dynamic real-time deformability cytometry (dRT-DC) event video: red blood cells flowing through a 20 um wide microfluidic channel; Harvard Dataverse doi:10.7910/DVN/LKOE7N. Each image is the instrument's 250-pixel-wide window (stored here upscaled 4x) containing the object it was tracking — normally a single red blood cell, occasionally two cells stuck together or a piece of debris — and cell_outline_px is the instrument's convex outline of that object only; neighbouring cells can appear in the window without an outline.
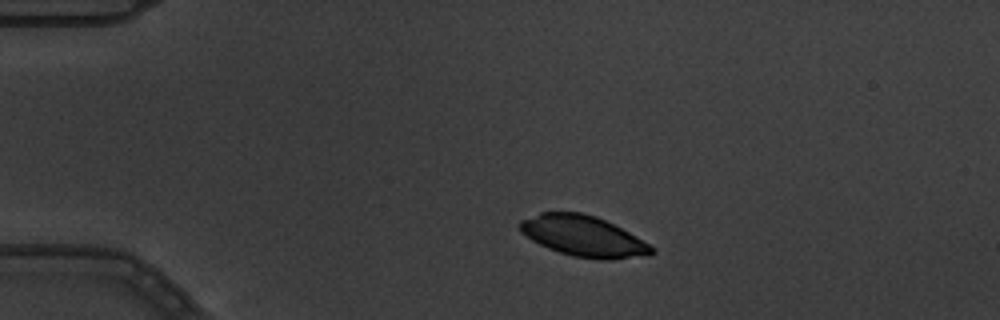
{"species": "common noctule bat (a hibernating species)", "species_latin": "Nyctalus noctula", "temperature_condition": "warm", "stored_images_in_passage": 4, "camera_frame_rate_fps": 3000, "um_per_image_px": 0.085, "animal": {"sex": "male", "body_mass_g": 19.5, "forearm_length_mm": 54.6}, "frame": {"image": 1, "passage_image": 2, "time_ms": 0.333, "image_size_px": [1000, 320], "cell_outline_px": [[656, 252], [648, 256], [612, 260], [600, 260], [572, 256], [548, 248], [532, 240], [520, 232], [516, 224], [520, 220], [540, 212], [580, 212], [596, 216], [636, 236], [656, 248]], "centroid_in_image_um": [49.58, 20.08], "position_along_channel_um": 35.4, "area_um2": 31.56}}